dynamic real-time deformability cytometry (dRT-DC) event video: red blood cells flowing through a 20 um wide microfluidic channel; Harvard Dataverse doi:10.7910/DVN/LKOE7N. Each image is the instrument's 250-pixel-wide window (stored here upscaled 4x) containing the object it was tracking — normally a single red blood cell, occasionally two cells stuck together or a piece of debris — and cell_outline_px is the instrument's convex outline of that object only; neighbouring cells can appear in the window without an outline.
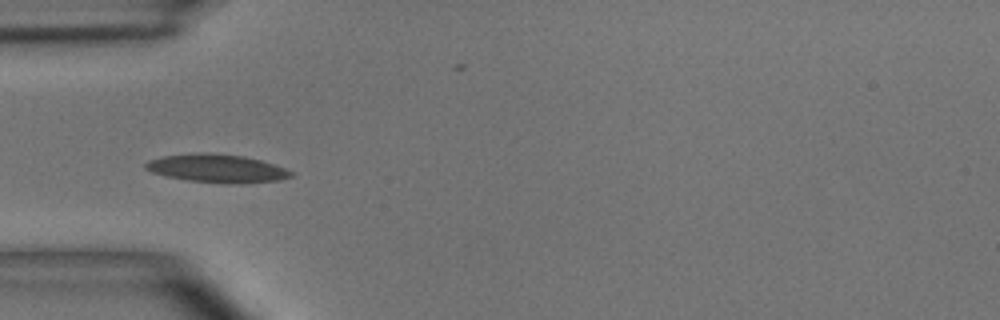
{"species": "common noctule bat (a hibernating species)", "species_latin": "Nyctalus noctula", "temperature_condition": "room temperature", "stored_images_in_passage": 7, "camera_frame_rate_fps": 3000, "um_per_image_px": 0.085, "animal": {"sex": "male", "body_mass_g": 15.6}, "frame": {"image": 1, "passage_image": 5, "time_ms": 5.0, "image_size_px": [1000, 320], "cell_outline_px": [[296, 172], [292, 176], [280, 180], [240, 184], [224, 184], [188, 180], [168, 176], [152, 172], [144, 168], [144, 164], [148, 160], [164, 156], [196, 152], [204, 152], [244, 156], [260, 160]], "centroid_in_image_um": [18.46, 14.32], "position_along_channel_um": 66.5, "area_um2": 24.04}}
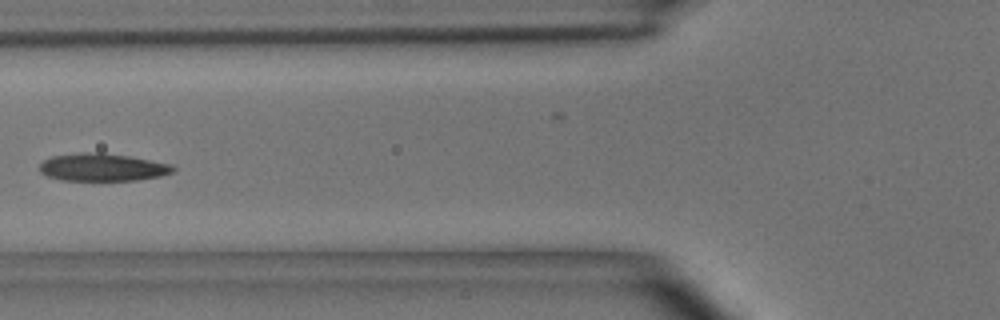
{"frame": {"image": 2, "passage_image": 6, "time_ms": 6.333, "image_size_px": [1000, 320], "cell_outline_px": [[176, 168], [172, 172], [160, 176], [136, 180], [60, 180], [48, 176], [40, 172], [40, 164], [44, 160], [52, 156], [80, 152], [104, 152], [128, 156], [172, 164]], "centroid_in_image_um": [8.7, 14.21], "position_along_channel_um": 117.1, "area_um2": 21.5}}